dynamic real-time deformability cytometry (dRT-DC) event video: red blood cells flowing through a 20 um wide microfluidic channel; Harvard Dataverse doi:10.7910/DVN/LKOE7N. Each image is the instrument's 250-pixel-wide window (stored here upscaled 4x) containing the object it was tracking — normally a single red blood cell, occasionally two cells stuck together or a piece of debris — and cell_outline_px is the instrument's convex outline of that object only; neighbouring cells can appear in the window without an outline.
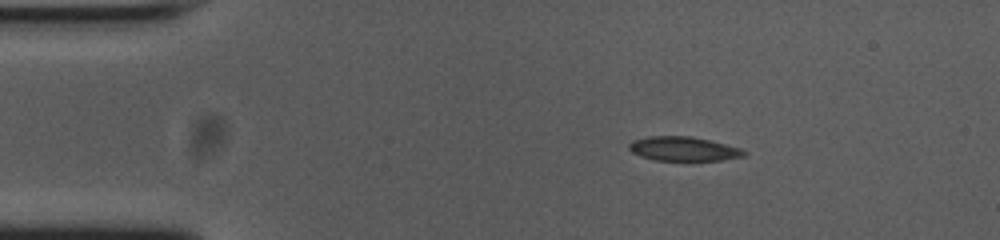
{"species": "common noctule bat (a hibernating species)", "species_latin": "Nyctalus noctula", "temperature_condition": "cold", "stored_images_in_passage": 46, "camera_frame_rate_fps": 3000, "um_per_image_px": 0.085, "animal": {"sex": "female", "body_mass_g": 23.0, "forearm_length_mm": 53.4}, "frame": {"image": 1, "passage_image": 1, "time_ms": 0.0, "image_size_px": [1000, 240], "cell_outline_px": [[748, 152], [744, 156], [724, 160], [656, 160], [640, 156], [632, 152], [628, 148], [628, 144], [632, 140], [648, 136], [688, 136], [708, 140], [740, 148]], "centroid_in_image_um": [58.07, 12.65], "position_along_channel_um": 26.9, "area_um2": 16.13}}
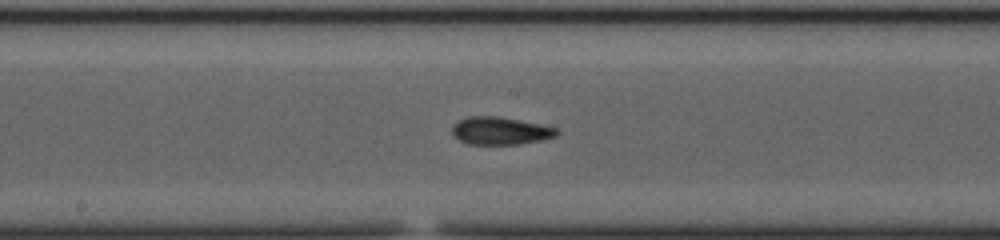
{"frame": {"image": 2, "passage_image": 20, "time_ms": 6.333, "image_size_px": [1000, 240], "cell_outline_px": [[560, 132], [556, 136], [540, 140], [520, 144], [468, 144], [460, 140], [452, 132], [452, 124], [468, 116], [500, 116], [560, 128]], "centroid_in_image_um": [42.56, 11.11], "position_along_channel_um": 205.6, "area_um2": 16.94}}
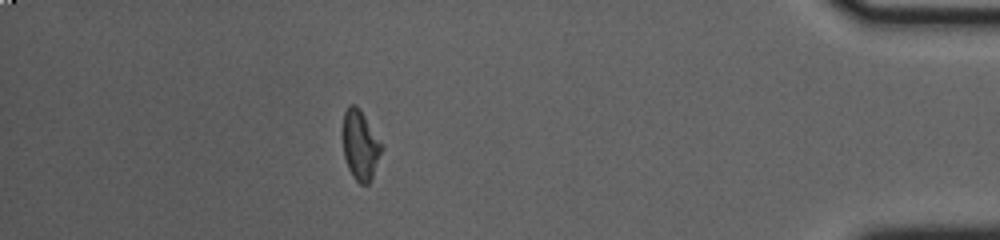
{"frame": {"image": 3, "passage_image": 40, "time_ms": 13.0, "image_size_px": [1000, 240], "cell_outline_px": [[384, 148], [372, 176], [368, 184], [360, 184], [352, 176], [348, 168], [344, 156], [340, 132], [344, 112], [348, 104], [356, 104], [360, 108]], "centroid_in_image_um": [30.57, 12.29], "position_along_channel_um": 404.6, "area_um2": 16.18}, "authors_computed_cell_mechanics": {"area_um2": 16.5597, "velocity_mm_per_s": 3.7447, "shape_relaxation_time_tau1_ms": 8.8756, "shape_relaxation_time_tau2_ms": 2.2937, "deformation_change_tau1": 0.1967, "deformation_change_tau2": 0.0898}}